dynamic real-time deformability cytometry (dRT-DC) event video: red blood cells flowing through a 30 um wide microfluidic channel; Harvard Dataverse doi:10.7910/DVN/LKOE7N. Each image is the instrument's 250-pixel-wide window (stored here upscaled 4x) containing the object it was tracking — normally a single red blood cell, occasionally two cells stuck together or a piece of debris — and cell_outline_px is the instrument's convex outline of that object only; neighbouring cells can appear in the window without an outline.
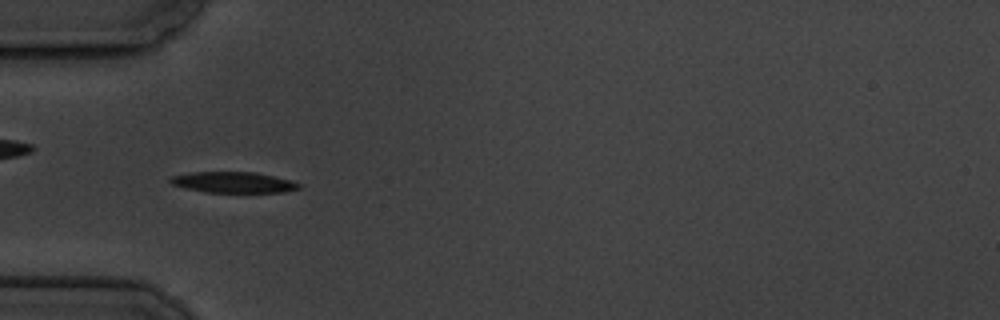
{"species": "common noctule bat (a hibernating species)", "species_latin": "Nyctalus noctula", "temperature_condition": "cold", "stored_images_in_passage": 5, "camera_frame_rate_fps": 3000, "um_per_image_px": 0.085, "animal": {"sex": "male", "body_mass_g": 19.5, "forearm_length_mm": 54.6}, "frame": {"image": 1, "passage_image": 5, "time_ms": 4.667, "image_size_px": [1000, 320], "cell_outline_px": [[300, 188], [284, 192], [208, 192], [188, 188], [172, 184], [168, 180], [172, 176], [188, 172], [256, 172], [292, 180], [300, 184]], "centroid_in_image_um": [19.86, 15.49], "position_along_channel_um": 65.1, "area_um2": 15.55}}